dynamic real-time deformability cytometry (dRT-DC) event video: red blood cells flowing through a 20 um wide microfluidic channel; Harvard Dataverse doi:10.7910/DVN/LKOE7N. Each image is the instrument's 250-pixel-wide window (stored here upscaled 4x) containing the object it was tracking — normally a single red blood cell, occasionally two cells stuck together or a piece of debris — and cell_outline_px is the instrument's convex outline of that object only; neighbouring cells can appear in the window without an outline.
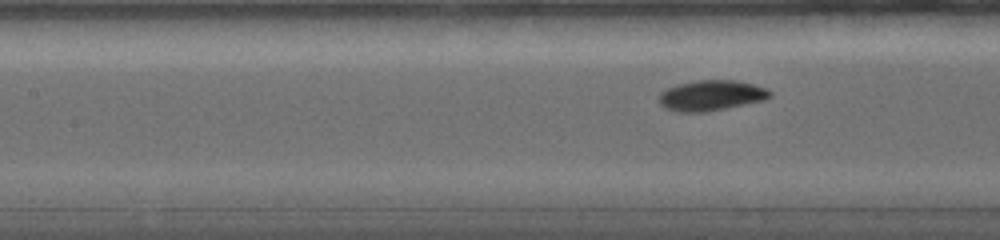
{"species": "common noctule bat (a hibernating species)", "species_latin": "Nyctalus noctula", "temperature_condition": "warm", "stored_images_in_passage": 53, "camera_frame_rate_fps": 5000, "um_per_image_px": 0.085, "animal": {"sex": "female", "body_mass_g": 19.0, "forearm_length_mm": 56.7}, "frame": {"image": 1, "passage_image": 29, "time_ms": 5.4, "image_size_px": [1000, 240], "cell_outline_px": [[772, 96], [764, 100], [704, 112], [676, 112], [664, 108], [660, 104], [660, 92], [664, 88], [676, 84], [696, 80], [736, 80], [756, 84], [772, 92]], "centroid_in_image_um": [60.42, 8.1], "position_along_channel_um": 147.0, "area_um2": 19.83}}
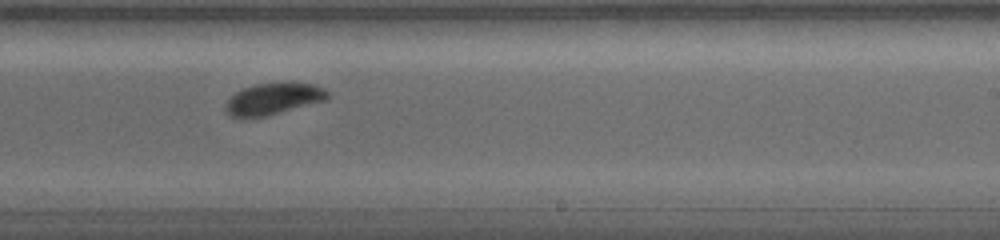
{"frame": {"image": 2, "passage_image": 42, "time_ms": 8.6, "image_size_px": [1000, 240], "cell_outline_px": [[332, 92], [328, 100], [264, 116], [244, 120], [240, 120], [228, 116], [224, 108], [224, 104], [236, 92], [244, 88], [256, 84], [312, 84], [324, 88]], "centroid_in_image_um": [23.2, 8.46], "position_along_channel_um": 265.8, "area_um2": 18.9}}
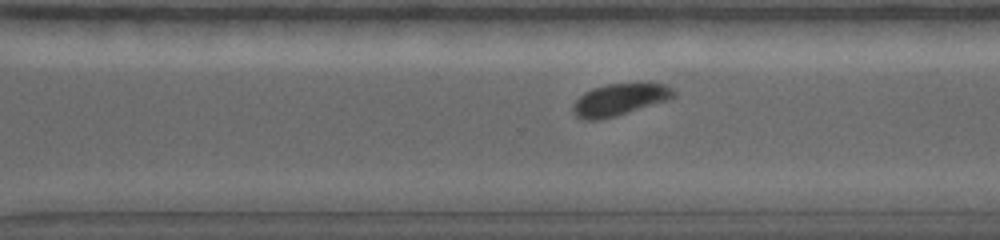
{"frame": {"image": 3, "passage_image": 48, "time_ms": 10.0, "image_size_px": [1000, 240], "cell_outline_px": [[676, 96], [668, 100], [616, 116], [600, 120], [584, 120], [576, 116], [572, 112], [572, 104], [584, 92], [592, 88], [608, 84], [664, 84], [672, 88], [676, 92]], "centroid_in_image_um": [52.63, 8.48], "position_along_channel_um": 318.0, "area_um2": 18.67}}